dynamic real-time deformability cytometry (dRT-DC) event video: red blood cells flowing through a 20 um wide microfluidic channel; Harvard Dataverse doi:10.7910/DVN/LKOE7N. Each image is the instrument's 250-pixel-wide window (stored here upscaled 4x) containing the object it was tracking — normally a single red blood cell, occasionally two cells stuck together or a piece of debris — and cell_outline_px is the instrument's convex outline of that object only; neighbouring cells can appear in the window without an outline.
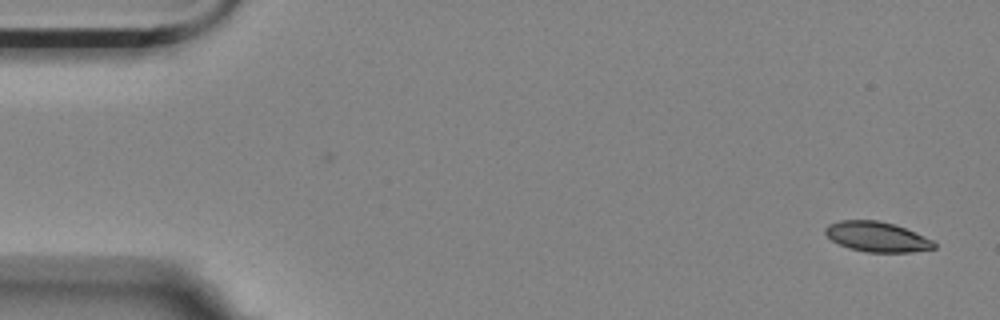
{"species": "Egyptian fruit bat (a non-hibernating species)", "species_latin": "Rousettus aegyptiacus", "temperature_condition": "room temperature", "stored_images_in_passage": 2, "camera_frame_rate_fps": 3000, "um_per_image_px": 0.085, "animal": {"sex": "female"}, "frame": {"image": 1, "passage_image": 2, "time_ms": 0.333, "image_size_px": [1000, 320], "cell_outline_px": [[936, 248], [912, 252], [868, 252], [848, 248], [832, 240], [824, 232], [824, 228], [828, 224], [840, 220], [876, 220], [896, 224], [932, 240], [936, 244]], "centroid_in_image_um": [74.53, 20.12], "position_along_channel_um": 10.5, "area_um2": 19.02}}